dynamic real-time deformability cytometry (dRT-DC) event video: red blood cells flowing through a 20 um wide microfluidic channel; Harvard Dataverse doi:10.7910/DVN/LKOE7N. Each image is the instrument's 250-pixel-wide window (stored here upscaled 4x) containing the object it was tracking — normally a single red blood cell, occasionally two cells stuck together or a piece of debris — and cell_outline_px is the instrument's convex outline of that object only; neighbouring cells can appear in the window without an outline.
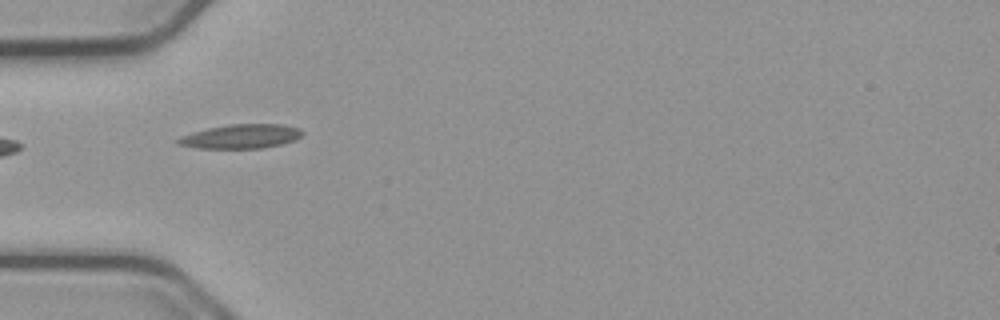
{"species": "common noctule bat (a hibernating species)", "species_latin": "Nyctalus noctula", "temperature_condition": "cold", "stored_images_in_passage": 6, "camera_frame_rate_fps": 3000, "um_per_image_px": 0.085, "animal": {"sex": "male", "body_mass_g": 23.1, "forearm_length_mm": 52.7}, "frame": {"image": 1, "passage_image": 1, "time_ms": 0.0, "image_size_px": [1000, 320], "cell_outline_px": [[304, 132], [300, 136], [292, 140], [280, 144], [264, 148], [196, 148], [176, 144], [176, 140], [180, 136], [192, 132], [208, 128], [228, 124], [284, 124], [300, 128]], "centroid_in_image_um": [20.45, 11.58], "position_along_channel_um": 64.5, "area_um2": 17.51}}